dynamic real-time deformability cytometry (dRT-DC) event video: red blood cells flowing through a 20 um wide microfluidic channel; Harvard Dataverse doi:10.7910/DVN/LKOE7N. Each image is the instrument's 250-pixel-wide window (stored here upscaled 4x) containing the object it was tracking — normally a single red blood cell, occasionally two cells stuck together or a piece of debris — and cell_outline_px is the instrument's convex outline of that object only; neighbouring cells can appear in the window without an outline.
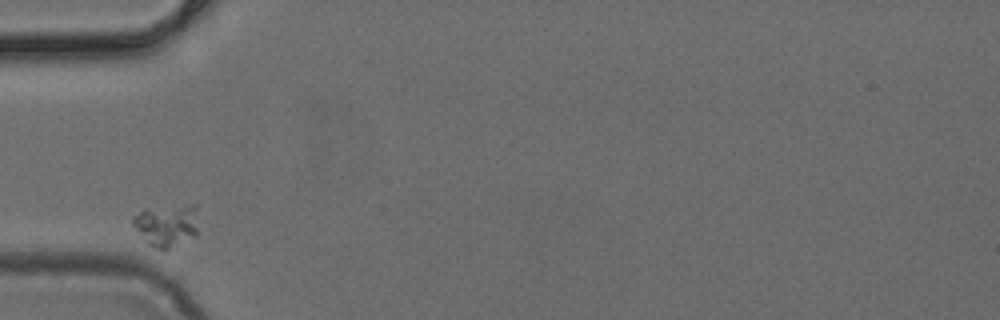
{"species": "common noctule bat (a hibernating species)", "species_latin": "Nyctalus noctula", "temperature_condition": "cold", "stored_images_in_passage": 8, "camera_frame_rate_fps": 3000, "um_per_image_px": 0.085, "animal": {"sex": "female", "body_mass_g": 24.6, "forearm_length_mm": 56.2}, "frame": {"image": 1, "passage_image": 1, "time_ms": 0.0, "image_size_px": [1000, 320], "cell_outline_px": [[196, 236], [164, 252], [148, 244], [132, 224], [132, 220], [144, 208], [188, 204], [196, 204]], "centroid_in_image_um": [14.18, 19.15], "position_along_channel_um": 70.8, "area_um2": 16.3}}
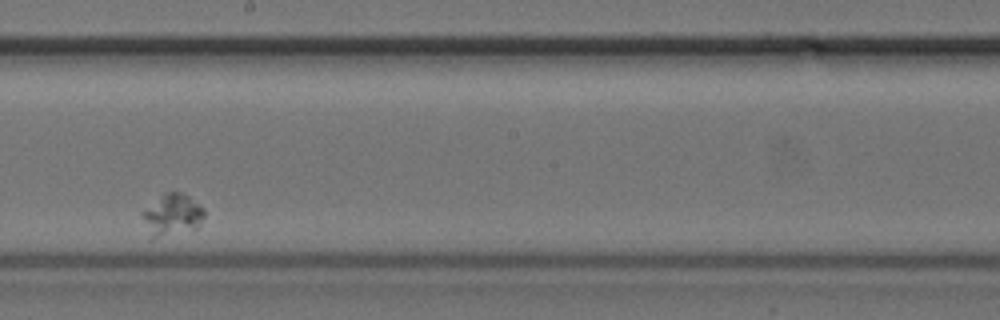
{"frame": {"image": 2, "passage_image": 5, "time_ms": 1.333, "image_size_px": [1000, 320], "cell_outline_px": [[204, 216], [200, 224], [196, 228], [156, 236], [152, 236], [140, 212], [164, 192], [180, 192], [188, 196], [204, 208]], "centroid_in_image_um": [14.65, 18.19], "position_along_channel_um": 233.5, "area_um2": 14.39}}
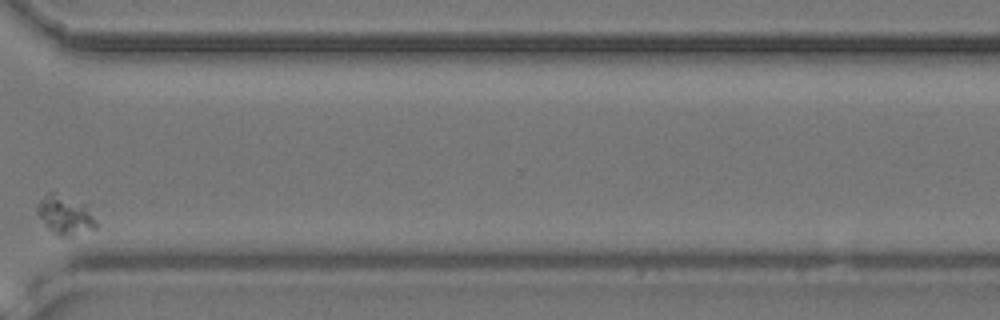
{"frame": {"image": 3, "passage_image": 8, "time_ms": 2.333, "image_size_px": [1000, 320], "cell_outline_px": [[96, 228], [64, 236], [60, 236], [52, 232], [48, 228], [36, 212], [36, 204], [48, 192], [52, 192], [80, 208], [92, 216], [96, 220]], "centroid_in_image_um": [5.4, 18.35], "position_along_channel_um": 365.2, "area_um2": 11.85}}